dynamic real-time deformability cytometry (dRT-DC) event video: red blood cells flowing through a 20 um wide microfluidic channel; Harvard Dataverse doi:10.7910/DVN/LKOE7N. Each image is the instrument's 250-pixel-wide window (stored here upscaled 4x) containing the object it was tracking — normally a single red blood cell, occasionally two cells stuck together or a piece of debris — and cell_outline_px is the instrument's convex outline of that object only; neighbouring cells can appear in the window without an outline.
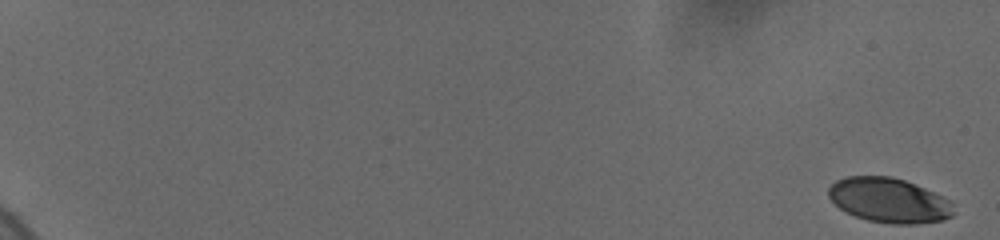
{"species": "human", "species_latin": "Homo sapiens", "temperature_condition": "cold", "stored_images_in_passage": 43, "camera_frame_rate_fps": 3000, "um_per_image_px": 0.085, "donor": {"sex": "female"}, "frame": {"image": 1, "passage_image": 1, "time_ms": 0.0, "image_size_px": [1000, 240], "cell_outline_px": [[952, 216], [940, 220], [916, 224], [892, 224], [868, 220], [856, 216], [840, 208], [828, 196], [828, 188], [836, 180], [844, 176], [892, 176], [904, 180], [924, 188], [948, 200], [952, 204]], "centroid_in_image_um": [75.52, 17.02], "position_along_channel_um": 9.5, "area_um2": 32.19}}
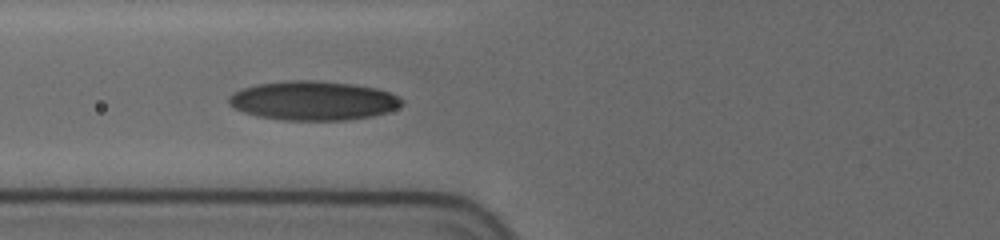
{"frame": {"image": 2, "passage_image": 32, "time_ms": 8.667, "image_size_px": [1000, 240], "cell_outline_px": [[404, 104], [388, 112], [372, 116], [344, 120], [284, 120], [256, 116], [232, 108], [228, 104], [228, 96], [232, 92], [256, 84], [288, 80], [308, 80], [348, 84], [376, 88], [388, 92], [404, 100]], "centroid_in_image_um": [26.57, 8.56], "position_along_channel_um": 99.2, "area_um2": 39.42}}
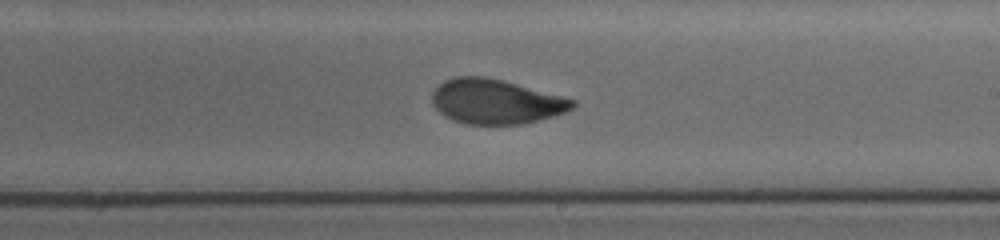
{"frame": {"image": 3, "passage_image": 43, "time_ms": 12.667, "image_size_px": [1000, 240], "cell_outline_px": [[576, 104], [572, 108], [564, 112], [540, 120], [524, 124], [464, 124], [440, 112], [432, 104], [432, 92], [444, 80], [456, 76], [484, 76], [504, 80], [576, 100]], "centroid_in_image_um": [42.14, 8.62], "position_along_channel_um": 246.9, "area_um2": 36.41}}